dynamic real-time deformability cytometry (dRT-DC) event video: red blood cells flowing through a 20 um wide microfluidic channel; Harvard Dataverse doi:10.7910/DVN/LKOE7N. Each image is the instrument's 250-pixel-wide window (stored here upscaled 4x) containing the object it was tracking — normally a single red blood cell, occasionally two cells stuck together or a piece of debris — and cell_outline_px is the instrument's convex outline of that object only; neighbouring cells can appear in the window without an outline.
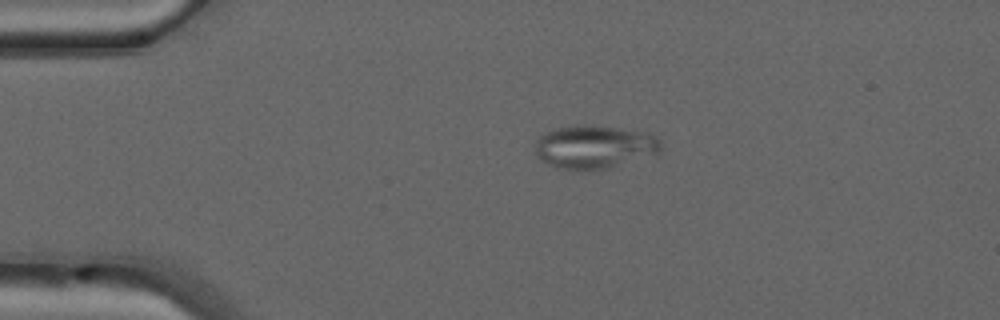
{"species": "common noctule bat (a hibernating species)", "species_latin": "Nyctalus noctula", "temperature_condition": "warm", "stored_images_in_passage": 40, "camera_frame_rate_fps": 3000, "um_per_image_px": 0.085, "animal": {"sex": "male", "forearm_length_mm": 52.5}, "frame": {"image": 1, "passage_image": 1, "time_ms": 0.0, "image_size_px": [1000, 320], "cell_outline_px": [[660, 152], [656, 156], [608, 168], [584, 172], [560, 168], [548, 164], [540, 160], [536, 156], [536, 140], [544, 132], [556, 128], [616, 128], [644, 132], [656, 136], [660, 140]], "centroid_in_image_um": [50.56, 12.56], "position_along_channel_um": 34.4, "area_um2": 31.39}}
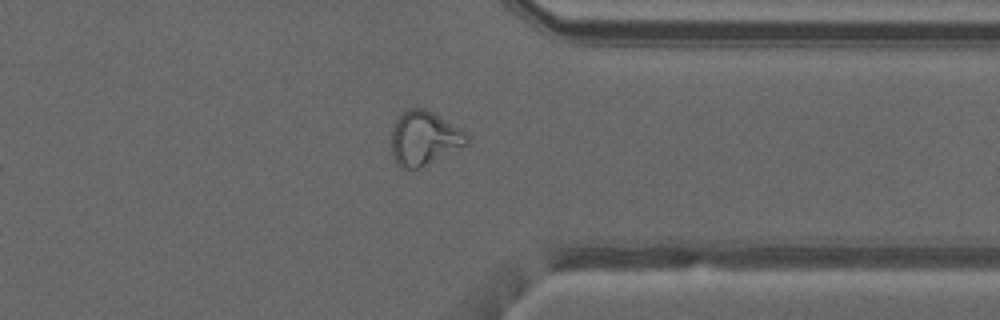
{"frame": {"image": 2, "passage_image": 29, "time_ms": 9.333, "image_size_px": [1000, 320], "cell_outline_px": [[468, 144], [416, 168], [400, 168], [396, 164], [392, 156], [392, 128], [396, 120], [408, 108], [424, 108], [432, 112], [468, 132]], "centroid_in_image_um": [36.05, 11.73], "position_along_channel_um": 375.4, "area_um2": 23.41}}
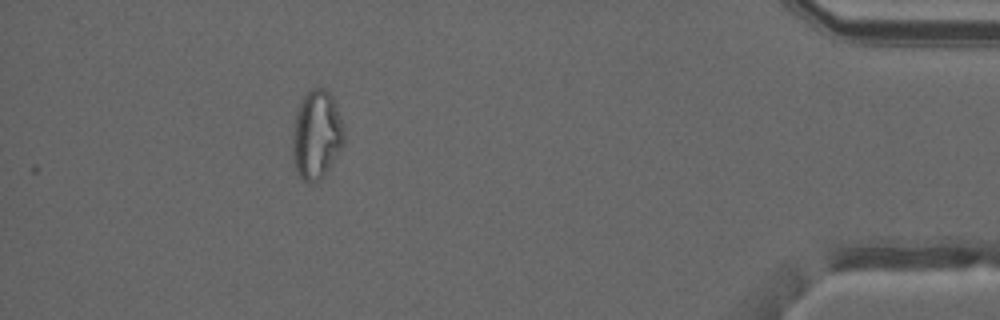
{"frame": {"image": 3, "passage_image": 35, "time_ms": 11.333, "image_size_px": [1000, 320], "cell_outline_px": [[344, 144], [324, 176], [320, 180], [304, 180], [300, 176], [296, 168], [292, 156], [292, 128], [296, 112], [300, 100], [304, 92], [308, 88], [324, 88], [332, 96], [344, 128]], "centroid_in_image_um": [26.89, 11.4], "position_along_channel_um": 408.3, "area_um2": 26.76}, "authors_computed_cell_mechanics": {"area_um2": 24.276, "velocity_mm_per_s": 4.1538, "shape_relaxation_time_tau1_ms": null, "shape_relaxation_time_tau2_ms": 1.4106, "deformation_change_tau1": null, "deformation_change_tau2": 0.0677}}